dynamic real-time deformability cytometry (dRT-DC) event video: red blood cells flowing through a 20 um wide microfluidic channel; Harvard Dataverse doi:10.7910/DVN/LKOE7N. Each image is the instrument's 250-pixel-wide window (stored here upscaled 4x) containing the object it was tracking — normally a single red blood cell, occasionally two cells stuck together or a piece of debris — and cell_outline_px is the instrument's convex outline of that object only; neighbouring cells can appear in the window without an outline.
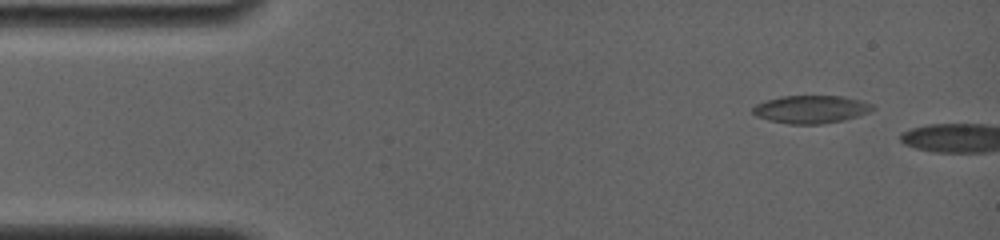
{"species": "common noctule bat (a hibernating species)", "species_latin": "Nyctalus noctula", "temperature_condition": "room temperature", "stored_images_in_passage": 3, "camera_frame_rate_fps": 4000, "um_per_image_px": 0.085, "animal": {"sex": "female", "body_mass_g": 19.0, "forearm_length_mm": 56.7}, "frame": {"image": 1, "passage_image": 2, "time_ms": 0.75, "image_size_px": [1000, 240], "cell_outline_px": [[876, 108], [872, 112], [844, 120], [820, 124], [788, 124], [768, 120], [756, 116], [752, 112], [752, 108], [756, 104], [764, 100], [780, 96], [844, 96], [860, 100], [872, 104]], "centroid_in_image_um": [68.94, 9.29], "position_along_channel_um": 16.1, "area_um2": 19.71}}